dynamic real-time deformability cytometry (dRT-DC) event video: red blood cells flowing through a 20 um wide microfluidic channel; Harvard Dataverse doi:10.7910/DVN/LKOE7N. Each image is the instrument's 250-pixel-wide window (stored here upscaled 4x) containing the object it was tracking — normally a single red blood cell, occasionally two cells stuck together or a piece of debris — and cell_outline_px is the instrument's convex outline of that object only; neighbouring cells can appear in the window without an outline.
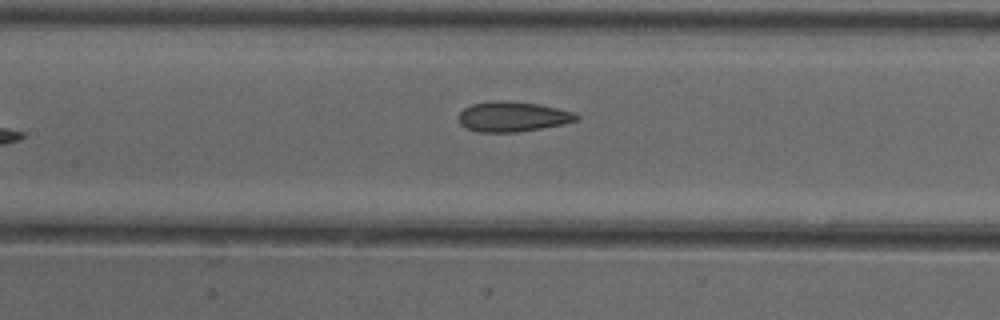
{"species": "common noctule bat (a hibernating species)", "species_latin": "Nyctalus noctula", "temperature_condition": "cold", "stored_images_in_passage": 8, "camera_frame_rate_fps": 3000, "um_per_image_px": 0.085, "animal": {"sex": "female"}, "frame": {"image": 1, "passage_image": 8, "time_ms": 2.333, "image_size_px": [1000, 320], "cell_outline_px": [[580, 116], [576, 120], [564, 124], [516, 132], [480, 132], [464, 128], [460, 124], [456, 116], [464, 108], [472, 104], [492, 100], [504, 100], [540, 104], [572, 112]], "centroid_in_image_um": [43.51, 9.91], "position_along_channel_um": 163.9, "area_um2": 20.75}}